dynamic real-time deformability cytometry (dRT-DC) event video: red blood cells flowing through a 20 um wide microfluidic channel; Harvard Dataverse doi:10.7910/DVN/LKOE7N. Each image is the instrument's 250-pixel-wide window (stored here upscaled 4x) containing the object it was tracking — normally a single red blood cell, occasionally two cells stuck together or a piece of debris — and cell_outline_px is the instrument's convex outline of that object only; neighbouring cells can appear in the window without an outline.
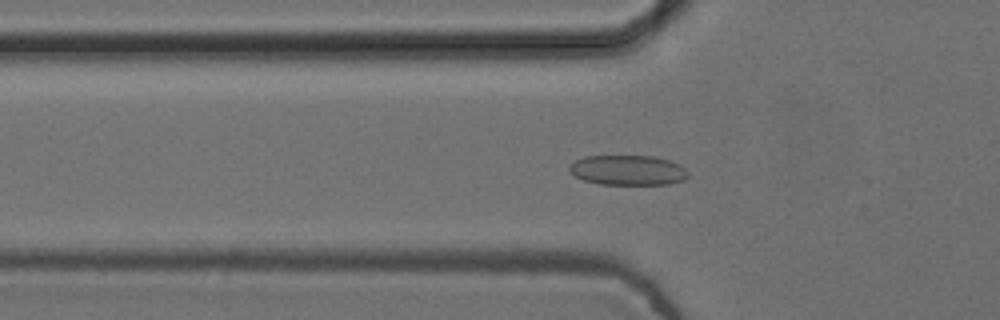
{"species": "common noctule bat (a hibernating species)", "species_latin": "Nyctalus noctula", "temperature_condition": "cold", "stored_images_in_passage": 55, "camera_frame_rate_fps": 3000, "um_per_image_px": 0.085, "animal": {"sex": "female", "body_mass_g": 24.6, "forearm_length_mm": 56.2}, "frame": {"image": 1, "passage_image": 19, "time_ms": 6.0, "image_size_px": [1000, 320], "cell_outline_px": [[688, 176], [684, 180], [668, 184], [600, 184], [584, 180], [576, 176], [568, 168], [568, 164], [584, 156], [652, 156], [668, 160], [680, 164], [688, 172]], "centroid_in_image_um": [53.37, 14.46], "position_along_channel_um": 72.4, "area_um2": 20.69}}
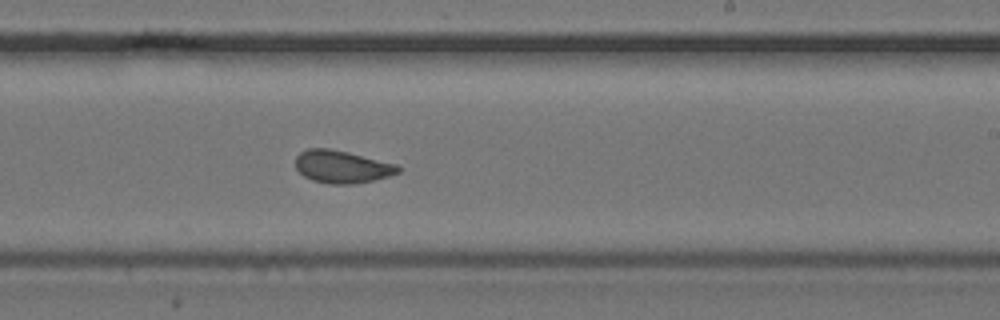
{"frame": {"image": 2, "passage_image": 34, "time_ms": 11.0, "image_size_px": [1000, 320], "cell_outline_px": [[404, 168], [400, 172], [388, 176], [356, 184], [328, 184], [312, 180], [304, 176], [296, 168], [296, 156], [300, 152], [308, 148], [328, 148], [348, 152], [396, 164]], "centroid_in_image_um": [29.07, 14.17], "position_along_channel_um": 259.9, "area_um2": 19.54}}
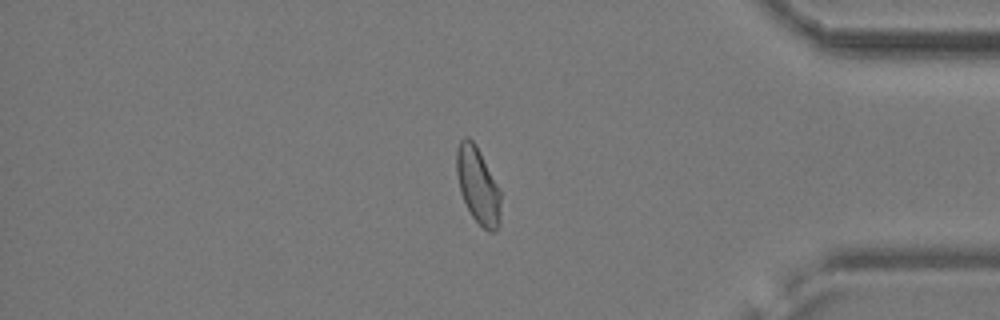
{"frame": {"image": 3, "passage_image": 47, "time_ms": 15.333, "image_size_px": [1000, 320], "cell_outline_px": [[500, 220], [496, 232], [488, 232], [472, 216], [460, 192], [456, 172], [456, 152], [460, 140], [464, 136], [468, 136], [476, 144], [500, 188]], "centroid_in_image_um": [40.62, 15.74], "position_along_channel_um": 394.6, "area_um2": 19.77}, "authors_computed_cell_mechanics": {"area_um2": 20.1722, "velocity_mm_per_s": 3.7329, "shape_relaxation_time_tau1_ms": null, "shape_relaxation_time_tau2_ms": 2.0239, "deformation_change_tau1": null, "deformation_change_tau2": 0.0596}}